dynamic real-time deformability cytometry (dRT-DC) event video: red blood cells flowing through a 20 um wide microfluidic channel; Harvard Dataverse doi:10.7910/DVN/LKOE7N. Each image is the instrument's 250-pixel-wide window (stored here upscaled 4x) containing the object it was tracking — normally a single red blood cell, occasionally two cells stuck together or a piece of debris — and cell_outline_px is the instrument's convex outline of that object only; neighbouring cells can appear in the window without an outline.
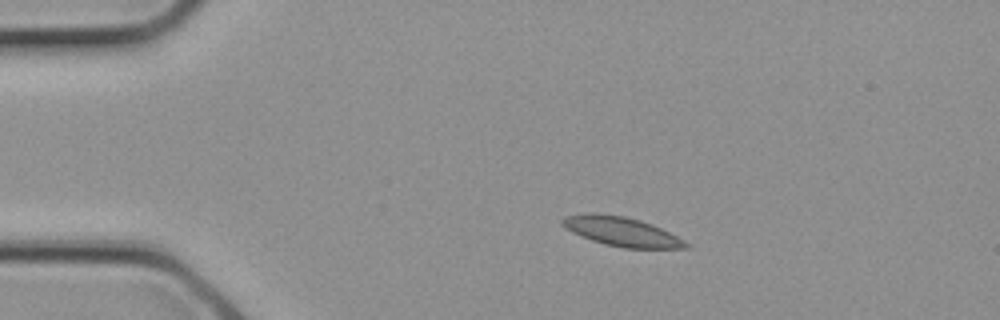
{"species": "common noctule bat (a hibernating species)", "species_latin": "Nyctalus noctula", "temperature_condition": "cold", "stored_images_in_passage": 2, "camera_frame_rate_fps": 3000, "um_per_image_px": 0.085, "animal": {"sex": "female", "body_mass_g": 21.9}, "frame": {"image": 1, "passage_image": 1, "time_ms": 0.0, "image_size_px": [1000, 320], "cell_outline_px": [[688, 248], [624, 248], [604, 244], [592, 240], [572, 232], [564, 228], [560, 224], [560, 220], [564, 216], [584, 212], [596, 212], [624, 216], [640, 220], [652, 224], [684, 240], [688, 244]], "centroid_in_image_um": [52.75, 19.65], "position_along_channel_um": 32.3, "area_um2": 21.15}}